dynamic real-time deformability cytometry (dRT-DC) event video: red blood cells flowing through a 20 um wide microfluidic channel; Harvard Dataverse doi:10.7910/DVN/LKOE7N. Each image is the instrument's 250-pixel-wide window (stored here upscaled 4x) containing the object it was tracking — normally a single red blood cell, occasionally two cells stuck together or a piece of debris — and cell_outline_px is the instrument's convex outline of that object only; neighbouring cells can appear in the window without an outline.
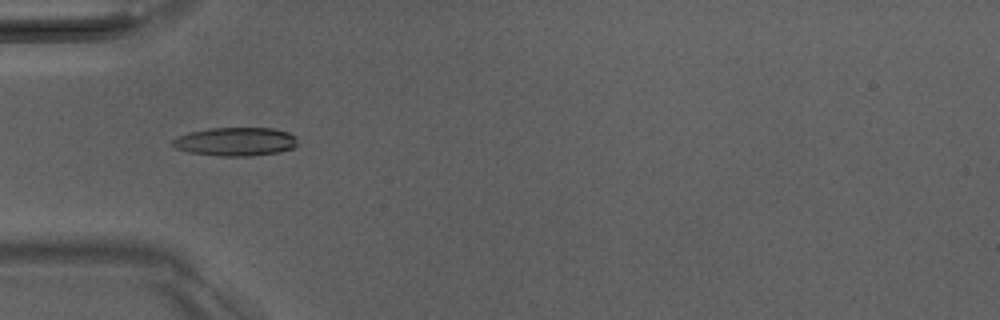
{"species": "Egyptian fruit bat (a non-hibernating species)", "species_latin": "Rousettus aegyptiacus", "temperature_condition": "room temperature", "stored_images_in_passage": 41, "camera_frame_rate_fps": 3000, "um_per_image_px": 0.085, "animal": {"sex": "male"}, "frame": {"image": 1, "passage_image": 17, "time_ms": 5.333, "image_size_px": [1000, 320], "cell_outline_px": [[296, 144], [292, 148], [280, 152], [248, 156], [220, 156], [188, 152], [176, 148], [172, 144], [172, 140], [188, 132], [208, 128], [272, 128], [288, 132], [296, 136]], "centroid_in_image_um": [20.02, 12.03], "position_along_channel_um": 65.0, "area_um2": 20.75}, "authors_computed_cell_mechanics": {"area_um2": 19.652, "velocity_mm_per_s": 4.0498, "shape_relaxation_time_tau1_ms": 9.4433, "shape_relaxation_time_tau2_ms": 3.9052, "deformation_change_tau1": 0.2411, "deformation_change_tau2": 0.1104}}